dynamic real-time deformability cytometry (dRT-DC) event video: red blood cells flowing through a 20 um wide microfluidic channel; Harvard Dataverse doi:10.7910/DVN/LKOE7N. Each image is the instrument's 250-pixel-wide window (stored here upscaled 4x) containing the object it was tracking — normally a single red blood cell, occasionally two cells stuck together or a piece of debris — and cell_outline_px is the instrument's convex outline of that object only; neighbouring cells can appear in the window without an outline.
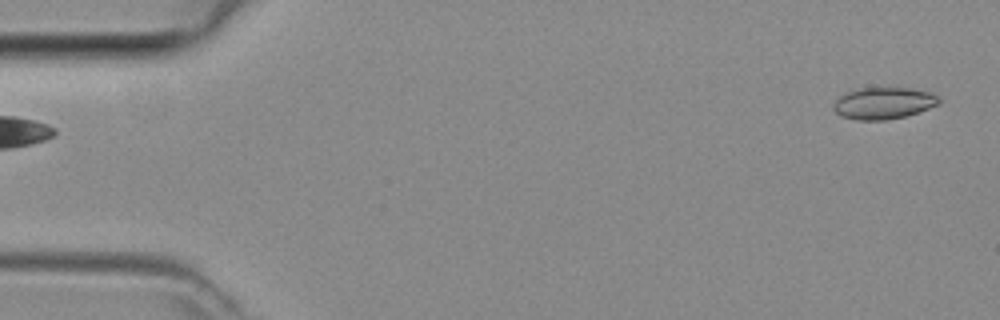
{"species": "common noctule bat (a hibernating species)", "species_latin": "Nyctalus noctula", "temperature_condition": "room temperature", "stored_images_in_passage": 45, "camera_frame_rate_fps": 3000, "um_per_image_px": 0.085, "animal": {"sex": "female", "body_mass_g": 29.2, "forearm_length_mm": 56.3}, "frame": {"image": 1, "passage_image": 1, "time_ms": 0.0, "image_size_px": [1000, 320], "cell_outline_px": [[940, 104], [904, 116], [888, 120], [856, 120], [840, 116], [832, 108], [832, 104], [840, 96], [848, 92], [860, 88], [908, 88], [928, 92], [936, 96], [940, 100]], "centroid_in_image_um": [75.05, 8.78], "position_along_channel_um": 9.9, "area_um2": 19.31}}
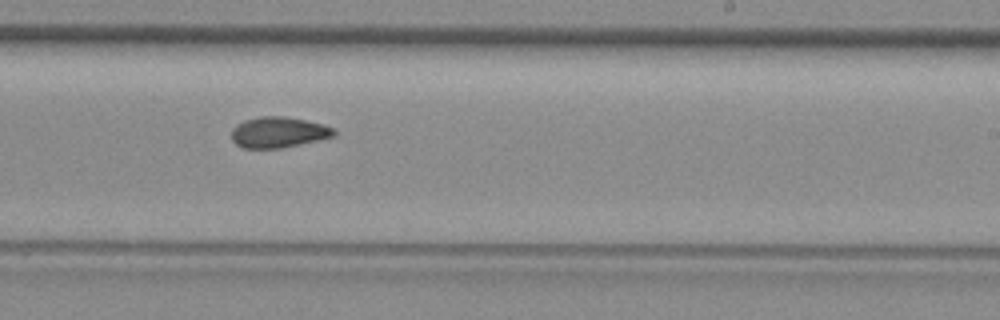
{"frame": {"image": 2, "passage_image": 27, "time_ms": 8.667, "image_size_px": [1000, 320], "cell_outline_px": [[336, 136], [300, 144], [280, 148], [244, 148], [236, 144], [232, 140], [232, 128], [236, 124], [244, 120], [260, 116], [284, 116], [324, 124], [332, 128], [336, 132]], "centroid_in_image_um": [23.66, 11.24], "position_along_channel_um": 265.3, "area_um2": 18.38}}
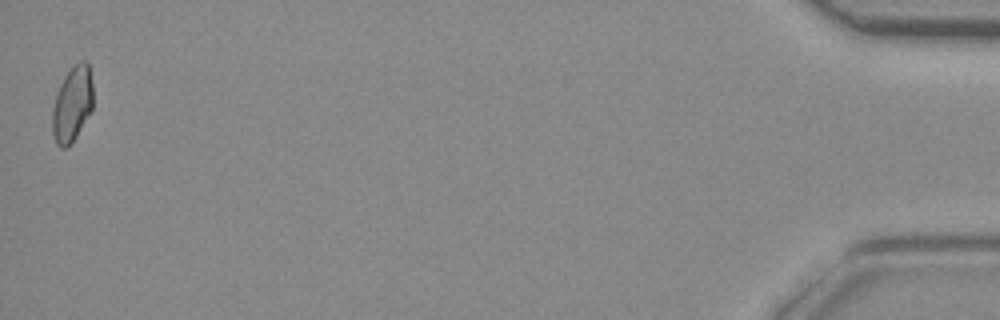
{"frame": {"image": 3, "passage_image": 45, "time_ms": 14.667, "image_size_px": [1000, 320], "cell_outline_px": [[92, 108], [76, 136], [64, 148], [60, 148], [56, 144], [52, 132], [52, 108], [60, 84], [64, 76], [80, 60], [88, 60], [92, 84]], "centroid_in_image_um": [6.13, 8.82], "position_along_channel_um": 429.1, "area_um2": 17.63}}